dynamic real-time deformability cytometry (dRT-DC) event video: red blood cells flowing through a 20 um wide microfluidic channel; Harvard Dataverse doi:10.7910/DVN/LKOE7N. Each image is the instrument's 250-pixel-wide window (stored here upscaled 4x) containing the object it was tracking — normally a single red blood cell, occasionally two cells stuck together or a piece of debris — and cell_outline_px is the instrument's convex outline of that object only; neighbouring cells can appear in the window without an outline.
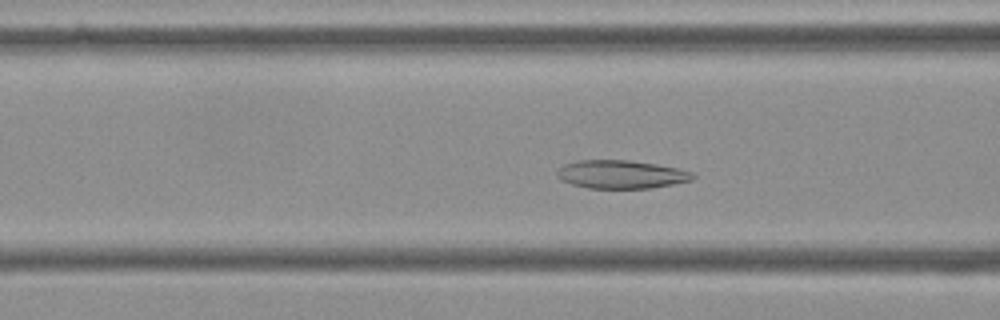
{"species": "Egyptian fruit bat (a non-hibernating species)", "species_latin": "Rousettus aegyptiacus", "temperature_condition": "cold", "stored_images_in_passage": 53, "camera_frame_rate_fps": 3000, "um_per_image_px": 0.085, "frame": {"image": 1, "passage_image": 18, "time_ms": 5.667, "image_size_px": [1000, 320], "cell_outline_px": [[696, 176], [692, 180], [652, 188], [588, 188], [572, 184], [560, 180], [556, 176], [556, 172], [564, 164], [576, 160], [628, 160], [656, 164], [676, 168], [692, 172]], "centroid_in_image_um": [52.77, 14.82], "position_along_channel_um": 113.8, "area_um2": 22.37}}
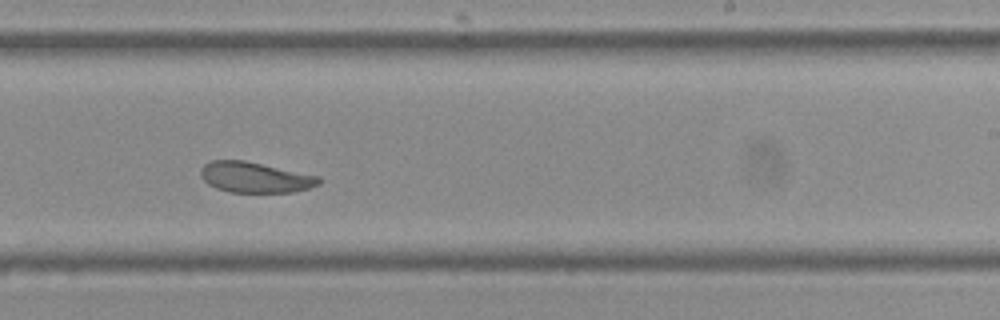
{"frame": {"image": 2, "passage_image": 31, "time_ms": 10.0, "image_size_px": [1000, 320], "cell_outline_px": [[320, 184], [308, 188], [292, 192], [228, 192], [216, 188], [208, 184], [200, 176], [200, 168], [204, 164], [212, 160], [244, 160], [320, 176]], "centroid_in_image_um": [21.65, 15.07], "position_along_channel_um": 267.3, "area_um2": 21.1}}
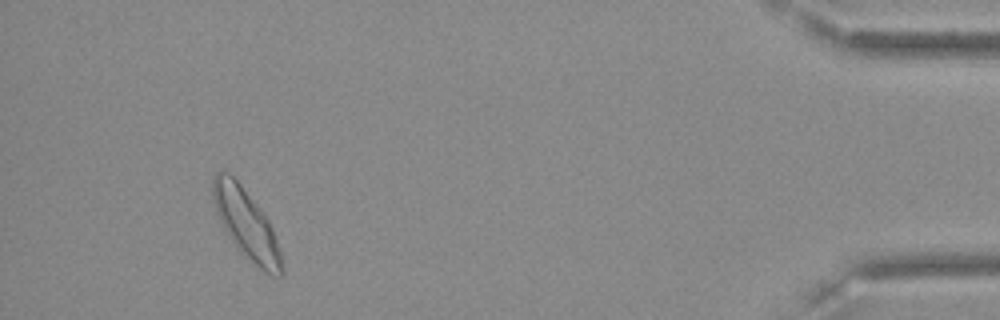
{"frame": {"image": 3, "passage_image": 49, "time_ms": 16.0, "image_size_px": [1000, 320], "cell_outline_px": [[284, 272], [280, 276], [272, 276], [264, 272], [240, 252], [236, 248], [224, 232], [216, 212], [212, 200], [212, 180], [216, 172], [228, 172], [240, 184], [268, 220], [272, 228], [280, 252]], "centroid_in_image_um": [20.89, 19.07], "position_along_channel_um": 414.3, "area_um2": 27.74}, "authors_computed_cell_mechanics": {"area_um2": 23.409, "velocity_mm_per_s": 3.5436, "shape_relaxation_time_tau1_ms": 4.7595, "shape_relaxation_time_tau2_ms": 1.813, "deformation_change_tau1": 0.1076, "deformation_change_tau2": 0.0648}}